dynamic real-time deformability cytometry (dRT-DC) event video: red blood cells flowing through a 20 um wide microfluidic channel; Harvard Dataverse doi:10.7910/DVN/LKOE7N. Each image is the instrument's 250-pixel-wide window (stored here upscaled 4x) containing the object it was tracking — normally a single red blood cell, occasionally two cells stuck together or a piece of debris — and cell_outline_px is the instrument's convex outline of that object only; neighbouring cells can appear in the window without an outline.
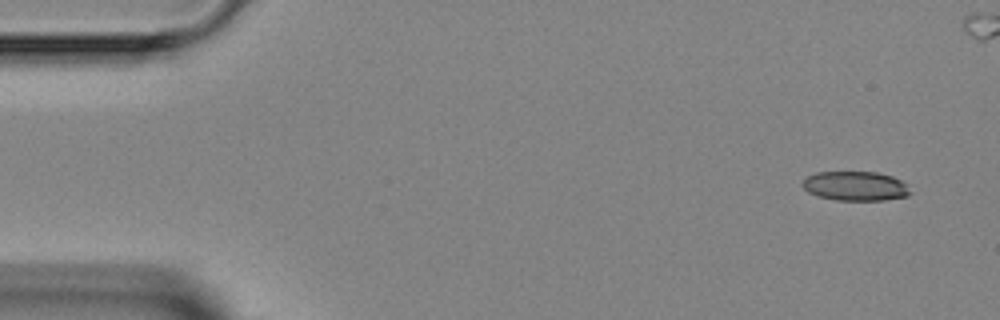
{"species": "Egyptian fruit bat (a non-hibernating species)", "species_latin": "Rousettus aegyptiacus", "temperature_condition": "room temperature", "stored_images_in_passage": 5, "camera_frame_rate_fps": 3000, "um_per_image_px": 0.085, "animal": {"sex": "female"}, "frame": {"image": 1, "passage_image": 1, "time_ms": 0.0, "image_size_px": [1000, 320], "cell_outline_px": [[912, 192], [908, 196], [884, 200], [836, 200], [816, 196], [808, 192], [800, 184], [808, 176], [816, 172], [876, 172], [892, 176], [908, 184]], "centroid_in_image_um": [72.72, 15.82], "position_along_channel_um": 12.3, "area_um2": 18.61}}
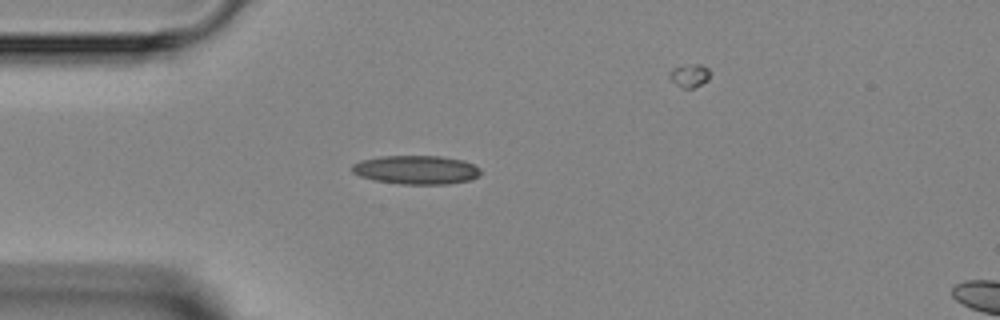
{"frame": {"image": 2, "passage_image": 4, "time_ms": 3.333, "image_size_px": [1000, 320], "cell_outline_px": [[480, 176], [472, 180], [448, 184], [400, 184], [376, 180], [360, 176], [352, 172], [352, 164], [360, 160], [380, 156], [440, 156], [464, 160], [480, 168]], "centroid_in_image_um": [35.4, 14.43], "position_along_channel_um": 49.6, "area_um2": 21.68}}